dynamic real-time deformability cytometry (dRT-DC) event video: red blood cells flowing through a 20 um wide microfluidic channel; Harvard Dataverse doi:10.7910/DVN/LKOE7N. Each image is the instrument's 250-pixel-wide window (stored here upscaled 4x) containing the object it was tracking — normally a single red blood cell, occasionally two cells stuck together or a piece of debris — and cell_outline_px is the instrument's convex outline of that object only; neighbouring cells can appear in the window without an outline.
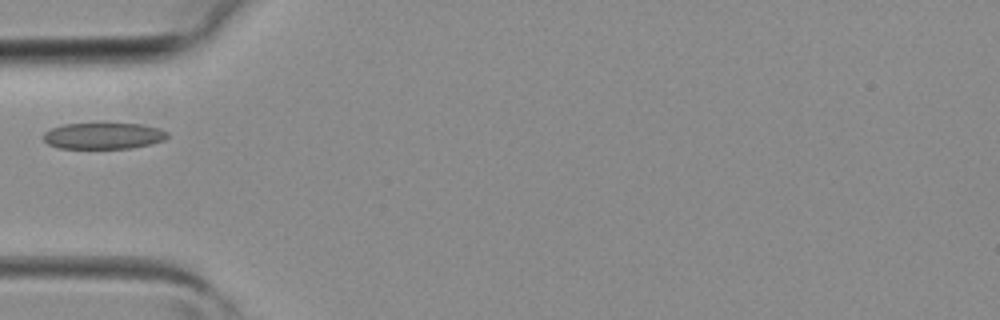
{"species": "common noctule bat (a hibernating species)", "species_latin": "Nyctalus noctula", "temperature_condition": "room temperature", "stored_images_in_passage": 1, "camera_frame_rate_fps": 3000, "um_per_image_px": 0.085, "animal": {"sex": "female", "body_mass_g": 19.3, "forearm_length_mm": 54.1}, "frame": {"image": 1, "passage_image": 1, "time_ms": 0.0, "image_size_px": [1000, 320], "cell_outline_px": [[168, 136], [164, 140], [152, 144], [132, 148], [60, 148], [48, 144], [44, 140], [44, 132], [52, 128], [64, 124], [140, 124], [160, 128], [168, 132]], "centroid_in_image_um": [8.82, 11.55], "position_along_channel_um": 76.2, "area_um2": 18.9}}